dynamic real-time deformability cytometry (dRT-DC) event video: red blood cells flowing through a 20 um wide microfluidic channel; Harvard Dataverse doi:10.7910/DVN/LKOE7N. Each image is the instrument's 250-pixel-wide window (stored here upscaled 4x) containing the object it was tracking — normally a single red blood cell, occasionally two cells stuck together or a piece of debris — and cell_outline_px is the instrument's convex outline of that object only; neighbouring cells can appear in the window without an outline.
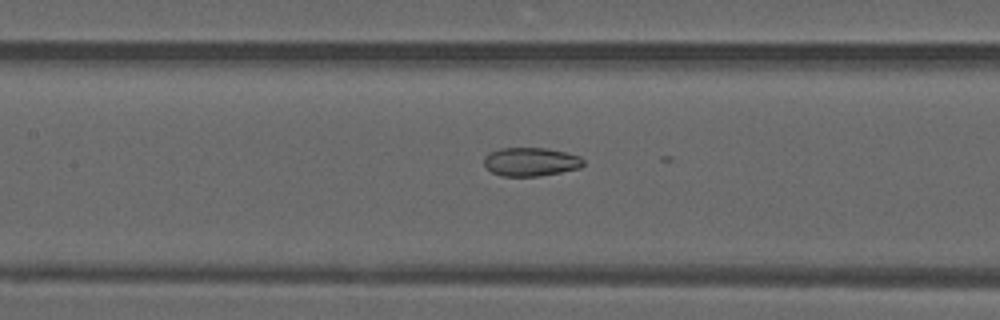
{"species": "common noctule bat (a hibernating species)", "species_latin": "Nyctalus noctula", "temperature_condition": "warm", "stored_images_in_passage": 26, "camera_frame_rate_fps": 3000, "um_per_image_px": 0.085, "animal": {"sex": "male", "forearm_length_mm": 52.5}, "frame": {"image": 1, "passage_image": 21, "time_ms": 6.667, "image_size_px": [1000, 320], "cell_outline_px": [[584, 164], [580, 168], [540, 176], [500, 176], [492, 172], [484, 164], [484, 156], [488, 152], [500, 148], [548, 148], [580, 156], [584, 160]], "centroid_in_image_um": [45.1, 13.75], "position_along_channel_um": 162.3, "area_um2": 16.65}}
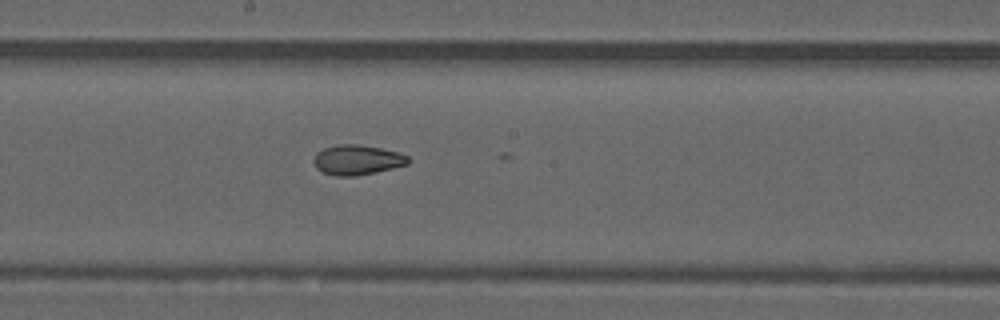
{"frame": {"image": 2, "passage_image": 25, "time_ms": 8.0, "image_size_px": [1000, 320], "cell_outline_px": [[412, 160], [408, 164], [392, 168], [352, 176], [336, 176], [324, 172], [316, 168], [312, 160], [316, 152], [324, 148], [340, 144], [356, 144], [380, 148], [400, 152], [408, 156]], "centroid_in_image_um": [30.36, 13.58], "position_along_channel_um": 217.8, "area_um2": 16.42}}